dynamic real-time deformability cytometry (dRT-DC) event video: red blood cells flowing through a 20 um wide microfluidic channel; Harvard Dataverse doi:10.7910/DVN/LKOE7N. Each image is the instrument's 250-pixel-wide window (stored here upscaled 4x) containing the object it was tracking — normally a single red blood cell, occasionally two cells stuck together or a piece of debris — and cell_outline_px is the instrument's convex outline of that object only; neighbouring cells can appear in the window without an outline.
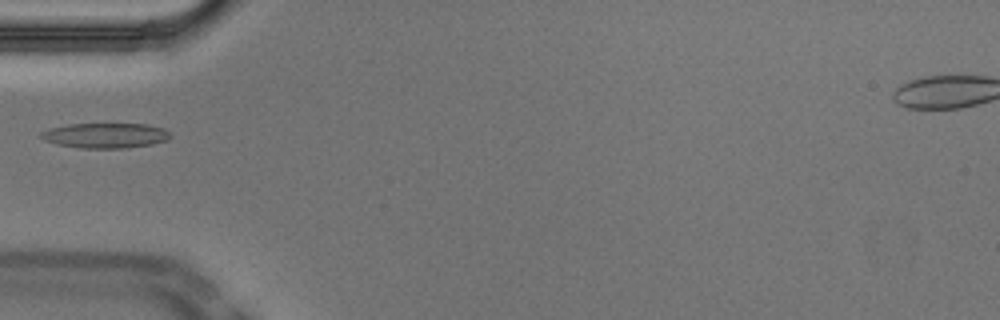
{"species": "Egyptian fruit bat (a non-hibernating species)", "species_latin": "Rousettus aegyptiacus", "temperature_condition": "cold", "stored_images_in_passage": 36, "camera_frame_rate_fps": 3000, "um_per_image_px": 0.085, "animal": {"sex": "male"}, "frame": {"image": 1, "passage_image": 1, "time_ms": 0.0, "image_size_px": [1000, 320], "cell_outline_px": [[172, 136], [168, 140], [152, 144], [124, 148], [80, 148], [56, 144], [44, 140], [40, 136], [40, 132], [52, 128], [68, 124], [148, 124], [164, 128]], "centroid_in_image_um": [8.98, 11.52], "position_along_channel_um": 76.0, "area_um2": 18.9}}